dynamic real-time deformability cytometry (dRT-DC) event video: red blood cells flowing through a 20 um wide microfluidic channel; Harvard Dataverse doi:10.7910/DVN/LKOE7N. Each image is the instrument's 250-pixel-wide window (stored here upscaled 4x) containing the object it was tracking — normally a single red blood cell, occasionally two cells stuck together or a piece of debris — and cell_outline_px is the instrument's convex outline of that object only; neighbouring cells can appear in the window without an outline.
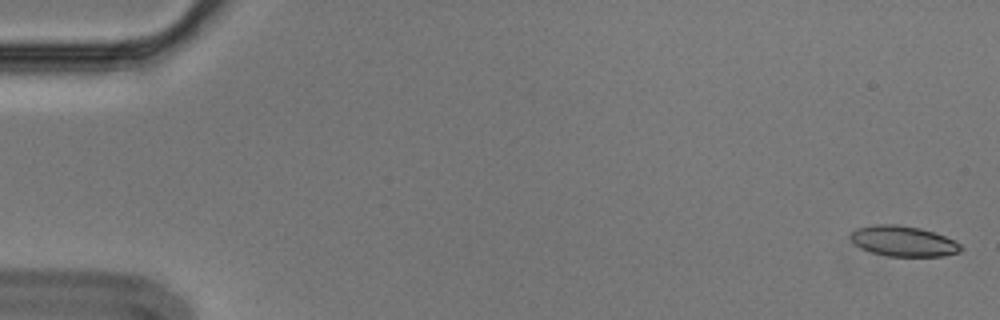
{"species": "Egyptian fruit bat (a non-hibernating species)", "species_latin": "Rousettus aegyptiacus", "temperature_condition": "cold", "stored_images_in_passage": 6, "camera_frame_rate_fps": 3000, "um_per_image_px": 0.085, "animal": {"sex": "male"}, "frame": {"image": 1, "passage_image": 1, "time_ms": 0.0, "image_size_px": [1000, 320], "cell_outline_px": [[964, 248], [960, 252], [944, 256], [888, 256], [872, 252], [860, 248], [848, 236], [856, 228], [872, 224], [896, 224], [920, 228], [956, 240]], "centroid_in_image_um": [76.79, 20.49], "position_along_channel_um": 8.2, "area_um2": 19.65}}
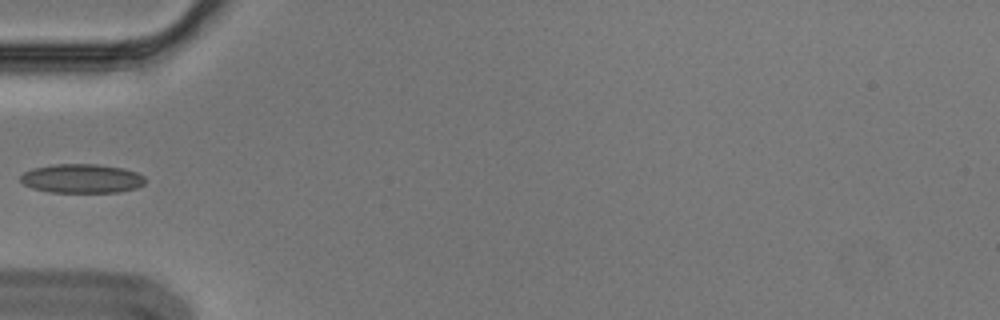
{"frame": {"image": 2, "passage_image": 5, "time_ms": 1.333, "image_size_px": [1000, 320], "cell_outline_px": [[144, 184], [136, 188], [120, 192], [48, 192], [32, 188], [24, 184], [20, 180], [20, 176], [24, 172], [32, 168], [52, 164], [96, 164], [124, 168], [136, 172], [144, 176]], "centroid_in_image_um": [6.94, 15.17], "position_along_channel_um": 78.1, "area_um2": 21.21}}